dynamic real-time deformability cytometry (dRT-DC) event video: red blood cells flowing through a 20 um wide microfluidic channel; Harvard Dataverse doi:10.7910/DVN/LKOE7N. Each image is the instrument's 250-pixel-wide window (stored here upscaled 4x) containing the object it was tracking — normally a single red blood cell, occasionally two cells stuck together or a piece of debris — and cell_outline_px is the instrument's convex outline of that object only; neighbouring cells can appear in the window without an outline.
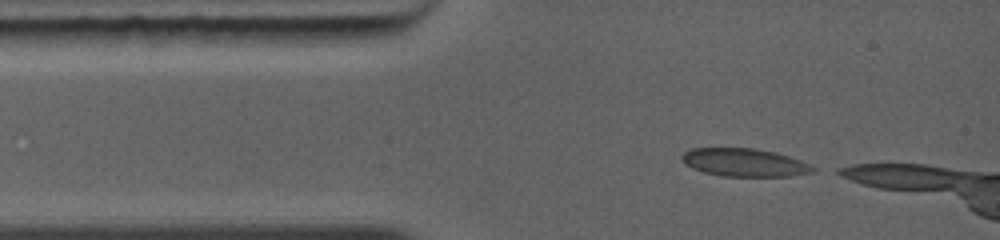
{"species": "common noctule bat (a hibernating species)", "species_latin": "Nyctalus noctula", "temperature_condition": "warm", "stored_images_in_passage": 3, "camera_frame_rate_fps": 5000, "um_per_image_px": 0.085, "animal": {"sex": "female", "body_mass_g": 19.0, "forearm_length_mm": 56.7}, "frame": {"image": 1, "passage_image": 1, "time_ms": 0.0, "image_size_px": [1000, 240], "cell_outline_px": [[816, 168], [812, 172], [788, 176], [720, 176], [704, 172], [692, 168], [684, 164], [680, 160], [680, 156], [688, 148], [752, 148], [776, 152], [800, 160]], "centroid_in_image_um": [63.2, 13.8], "position_along_channel_um": 21.8, "area_um2": 21.44}}